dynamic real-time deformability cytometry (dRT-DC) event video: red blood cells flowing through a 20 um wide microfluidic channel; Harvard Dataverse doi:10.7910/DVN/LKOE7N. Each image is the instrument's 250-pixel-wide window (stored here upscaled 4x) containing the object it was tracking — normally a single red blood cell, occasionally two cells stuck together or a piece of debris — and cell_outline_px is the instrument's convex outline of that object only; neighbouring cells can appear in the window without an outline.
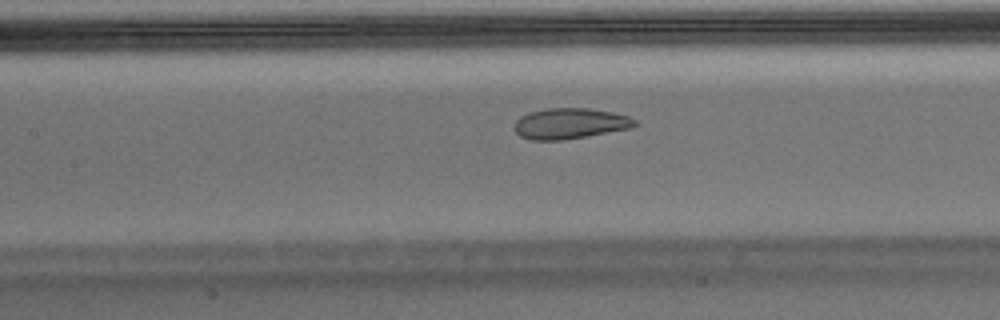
{"species": "Egyptian fruit bat (a non-hibernating species)", "species_latin": "Rousettus aegyptiacus", "temperature_condition": "warm", "stored_images_in_passage": 54, "camera_frame_rate_fps": 3000, "um_per_image_px": 0.085, "animal": {"sex": "male"}, "frame": {"image": 1, "passage_image": 24, "time_ms": 7.667, "image_size_px": [1000, 320], "cell_outline_px": [[640, 124], [632, 128], [564, 140], [532, 140], [520, 136], [516, 132], [516, 120], [520, 116], [528, 112], [548, 108], [588, 108], [612, 112], [628, 116], [636, 120]], "centroid_in_image_um": [48.48, 10.49], "position_along_channel_um": 158.9, "area_um2": 21.62}}
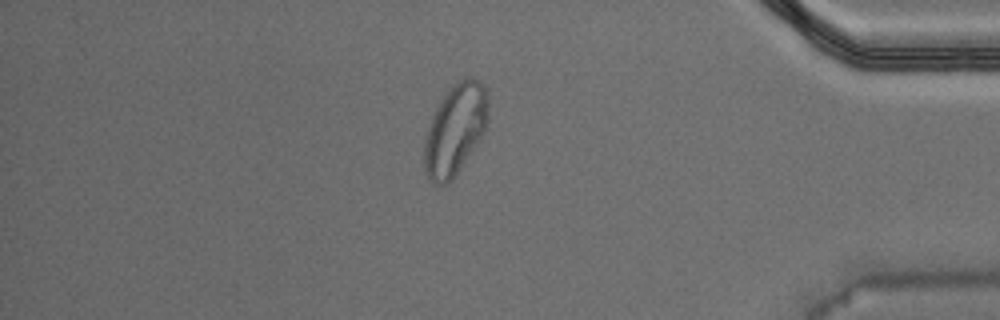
{"frame": {"image": 2, "passage_image": 46, "time_ms": 15.0, "image_size_px": [1000, 320], "cell_outline_px": [[488, 120], [484, 132], [452, 180], [448, 184], [432, 184], [428, 176], [424, 164], [424, 140], [432, 116], [436, 108], [444, 96], [456, 80], [464, 76], [468, 76], [484, 84], [488, 92]], "centroid_in_image_um": [38.7, 10.98], "position_along_channel_um": 396.5, "area_um2": 33.7}, "authors_computed_cell_mechanics": {"area_um2": 23.8136, "velocity_mm_per_s": 3.7114, "shape_relaxation_time_tau1_ms": null, "shape_relaxation_time_tau2_ms": 1.0218, "deformation_change_tau1": null, "deformation_change_tau2": 0.0646}}